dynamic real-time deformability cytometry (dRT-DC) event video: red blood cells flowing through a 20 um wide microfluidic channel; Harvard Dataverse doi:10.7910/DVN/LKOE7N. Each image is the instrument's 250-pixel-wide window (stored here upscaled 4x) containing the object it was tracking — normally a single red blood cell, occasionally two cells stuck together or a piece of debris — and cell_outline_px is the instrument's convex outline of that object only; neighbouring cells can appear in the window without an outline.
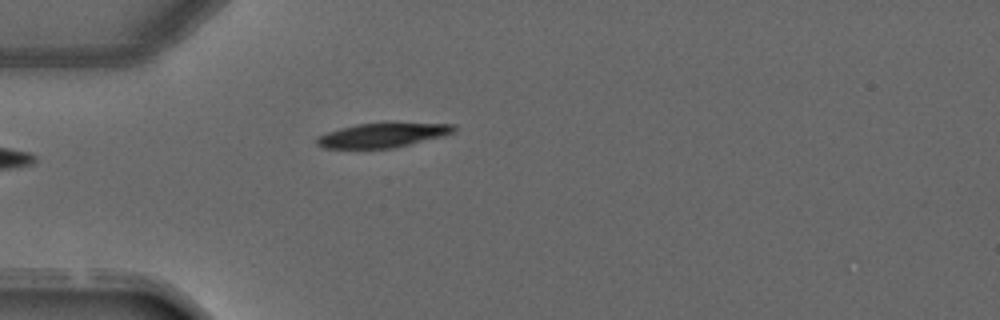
{"species": "common noctule bat (a hibernating species)", "species_latin": "Nyctalus noctula", "temperature_condition": "warm", "stored_images_in_passage": 1, "camera_frame_rate_fps": 3000, "um_per_image_px": 0.085, "animal": {"sex": "male", "forearm_length_mm": 52.5}, "frame": {"image": 1, "passage_image": 1, "time_ms": 0.0, "image_size_px": [1000, 320], "cell_outline_px": [[456, 128], [452, 132], [444, 136], [396, 148], [324, 148], [316, 144], [316, 140], [320, 136], [328, 132], [356, 124], [392, 120], [452, 124]], "centroid_in_image_um": [32.61, 11.44], "position_along_channel_um": 52.4, "area_um2": 20.29}}